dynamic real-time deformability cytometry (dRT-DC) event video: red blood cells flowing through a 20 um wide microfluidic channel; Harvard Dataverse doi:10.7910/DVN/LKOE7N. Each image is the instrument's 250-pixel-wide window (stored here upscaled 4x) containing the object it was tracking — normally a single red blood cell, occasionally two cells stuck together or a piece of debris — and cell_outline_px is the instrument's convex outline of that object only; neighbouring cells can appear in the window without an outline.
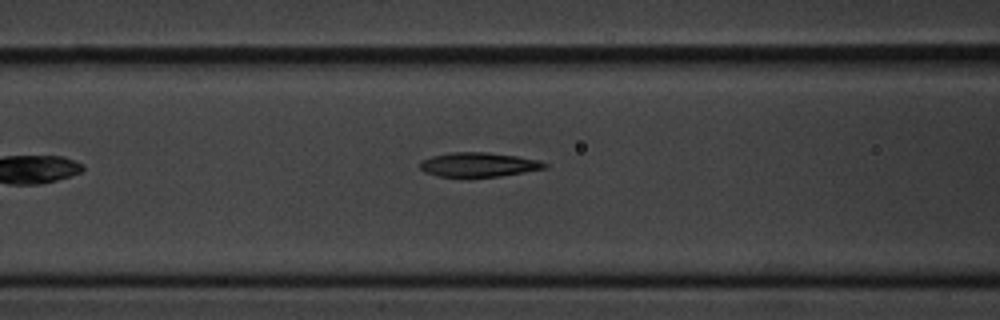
{"species": "common noctule bat (a hibernating species)", "species_latin": "Nyctalus noctula", "temperature_condition": "cold", "stored_images_in_passage": 4, "camera_frame_rate_fps": 3000, "um_per_image_px": 0.085, "animal": {"sex": "male", "body_mass_g": 20.1, "forearm_length_mm": 53.5}, "frame": {"image": 1, "passage_image": 4, "time_ms": 3.333, "image_size_px": [1000, 320], "cell_outline_px": [[548, 168], [500, 176], [468, 180], [436, 176], [424, 172], [420, 168], [420, 160], [432, 156], [452, 152], [488, 152], [516, 156], [540, 160], [548, 164]], "centroid_in_image_um": [40.64, 14.04], "position_along_channel_um": 126.0, "area_um2": 18.55}}